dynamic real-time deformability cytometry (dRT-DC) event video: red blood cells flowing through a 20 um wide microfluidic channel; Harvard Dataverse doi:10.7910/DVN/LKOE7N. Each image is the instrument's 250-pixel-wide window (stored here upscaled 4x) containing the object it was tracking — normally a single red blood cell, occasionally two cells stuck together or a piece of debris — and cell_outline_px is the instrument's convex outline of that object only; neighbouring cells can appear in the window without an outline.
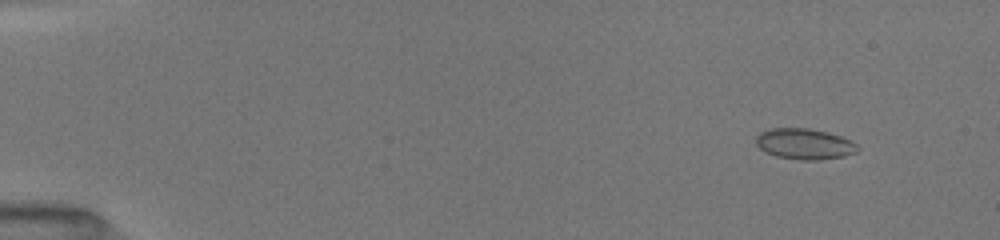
{"species": "common noctule bat (a hibernating species)", "species_latin": "Nyctalus noctula", "temperature_condition": "room temperature", "stored_images_in_passage": 61, "camera_frame_rate_fps": 3000, "um_per_image_px": 0.085, "animal": {"sex": "female", "body_mass_g": 19.5, "forearm_length_mm": 54.1}, "frame": {"image": 1, "passage_image": 3, "time_ms": 1.0, "image_size_px": [1000, 240], "cell_outline_px": [[852, 152], [840, 156], [776, 156], [760, 148], [756, 144], [756, 140], [764, 132], [772, 128], [804, 128], [824, 132], [848, 140], [852, 144]], "centroid_in_image_um": [68.23, 12.15], "position_along_channel_um": 16.8, "area_um2": 15.84}}
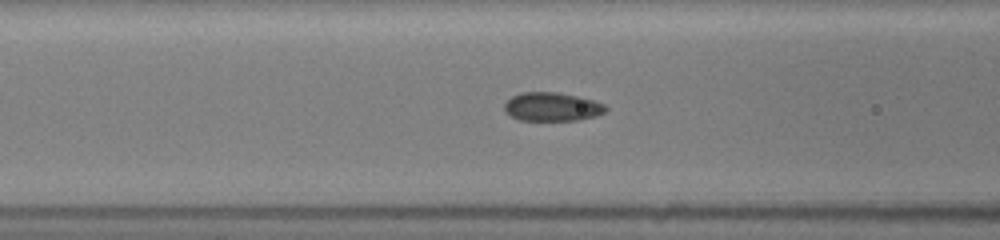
{"frame": {"image": 2, "passage_image": 26, "time_ms": 6.667, "image_size_px": [1000, 240], "cell_outline_px": [[608, 108], [604, 112], [592, 116], [576, 120], [520, 120], [512, 116], [504, 108], [504, 104], [512, 96], [520, 92], [556, 92], [576, 96], [592, 100], [604, 104]], "centroid_in_image_um": [46.9, 9.06], "position_along_channel_um": 119.7, "area_um2": 16.59}}
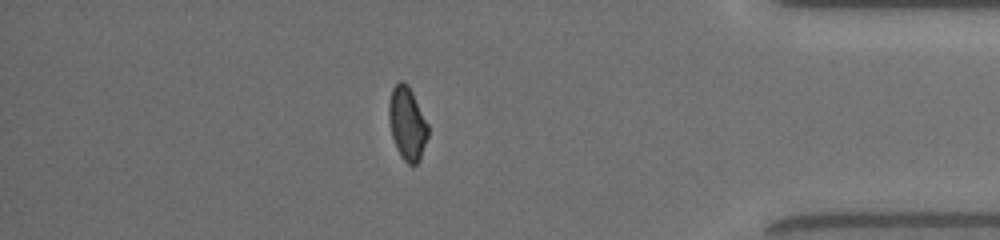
{"frame": {"image": 3, "passage_image": 54, "time_ms": 14.333, "image_size_px": [1000, 240], "cell_outline_px": [[428, 136], [420, 160], [416, 164], [408, 164], [400, 156], [396, 148], [392, 136], [388, 116], [388, 104], [392, 88], [400, 80], [404, 80], [408, 84], [428, 124]], "centroid_in_image_um": [34.6, 10.49], "position_along_channel_um": 400.6, "area_um2": 16.76}, "authors_computed_cell_mechanics": {"area_um2": 16.7042, "velocity_mm_per_s": 4.0405, "shape_relaxation_time_tau1_ms": 7.6169, "shape_relaxation_time_tau2_ms": 1.2694, "deformation_change_tau1": 0.1278, "deformation_change_tau2": 0.0515}}